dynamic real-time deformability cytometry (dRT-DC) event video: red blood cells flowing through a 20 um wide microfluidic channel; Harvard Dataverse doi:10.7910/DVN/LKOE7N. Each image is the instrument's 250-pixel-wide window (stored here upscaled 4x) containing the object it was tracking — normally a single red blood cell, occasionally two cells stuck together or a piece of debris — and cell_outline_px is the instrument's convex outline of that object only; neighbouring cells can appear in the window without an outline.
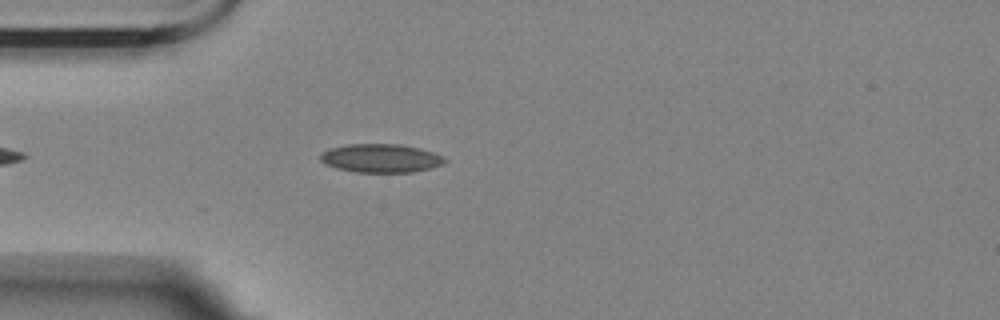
{"species": "Egyptian fruit bat (a non-hibernating species)", "species_latin": "Rousettus aegyptiacus", "temperature_condition": "room temperature", "stored_images_in_passage": 14, "camera_frame_rate_fps": 3000, "um_per_image_px": 0.085, "animal": {"sex": "female"}, "frame": {"image": 1, "passage_image": 7, "time_ms": 2.0, "image_size_px": [1000, 320], "cell_outline_px": [[448, 160], [444, 164], [432, 168], [412, 172], [356, 172], [336, 168], [324, 164], [320, 160], [320, 152], [332, 148], [348, 144], [400, 144], [432, 152], [444, 156]], "centroid_in_image_um": [32.37, 13.45], "position_along_channel_um": 52.6, "area_um2": 20.75}}
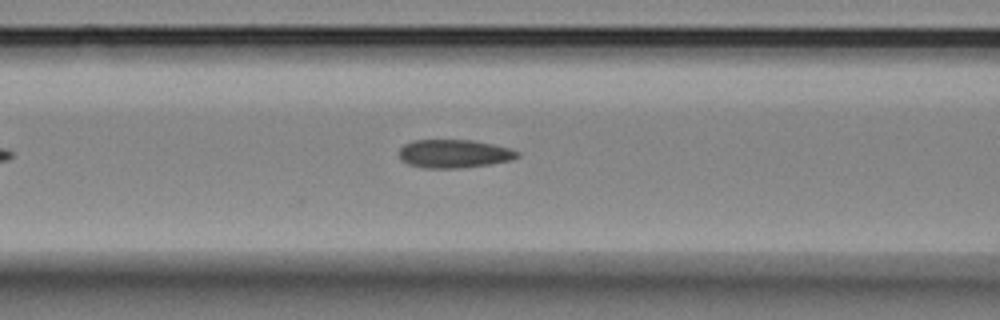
{"frame": {"image": 2, "passage_image": 14, "time_ms": 4.333, "image_size_px": [1000, 320], "cell_outline_px": [[520, 156], [512, 160], [492, 164], [460, 168], [424, 168], [408, 164], [400, 160], [400, 148], [404, 144], [412, 140], [472, 140], [492, 144], [508, 148], [520, 152]], "centroid_in_image_um": [38.6, 13.07], "position_along_channel_um": 128.0, "area_um2": 19.65}}